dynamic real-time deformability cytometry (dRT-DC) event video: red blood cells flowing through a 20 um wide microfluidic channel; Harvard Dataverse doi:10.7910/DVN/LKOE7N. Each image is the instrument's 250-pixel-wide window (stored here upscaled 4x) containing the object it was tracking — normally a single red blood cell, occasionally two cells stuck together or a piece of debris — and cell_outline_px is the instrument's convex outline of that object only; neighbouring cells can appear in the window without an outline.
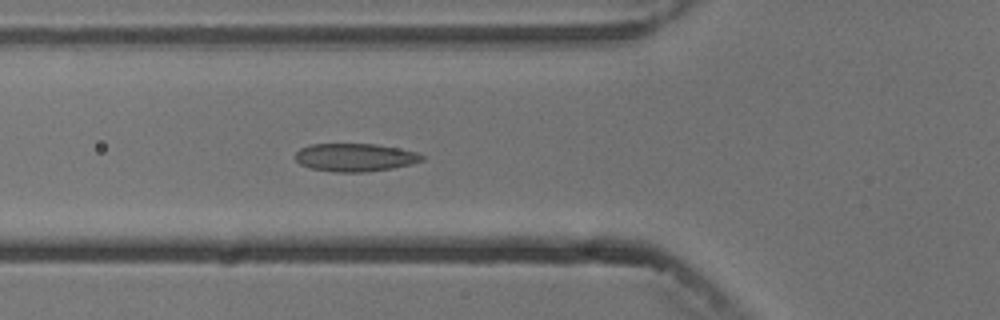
{"species": "common noctule bat (a hibernating species)", "species_latin": "Nyctalus noctula", "temperature_condition": "cold", "stored_images_in_passage": 6, "camera_frame_rate_fps": 3000, "um_per_image_px": 0.085, "animal": {"sex": "male", "body_mass_g": 13.3}, "frame": {"image": 1, "passage_image": 6, "time_ms": 5.667, "image_size_px": [1000, 320], "cell_outline_px": [[424, 160], [412, 164], [392, 168], [364, 172], [332, 172], [312, 168], [300, 164], [296, 160], [296, 152], [300, 148], [312, 144], [376, 144], [416, 152], [424, 156]], "centroid_in_image_um": [30.18, 13.38], "position_along_channel_um": 95.6, "area_um2": 20.58}}